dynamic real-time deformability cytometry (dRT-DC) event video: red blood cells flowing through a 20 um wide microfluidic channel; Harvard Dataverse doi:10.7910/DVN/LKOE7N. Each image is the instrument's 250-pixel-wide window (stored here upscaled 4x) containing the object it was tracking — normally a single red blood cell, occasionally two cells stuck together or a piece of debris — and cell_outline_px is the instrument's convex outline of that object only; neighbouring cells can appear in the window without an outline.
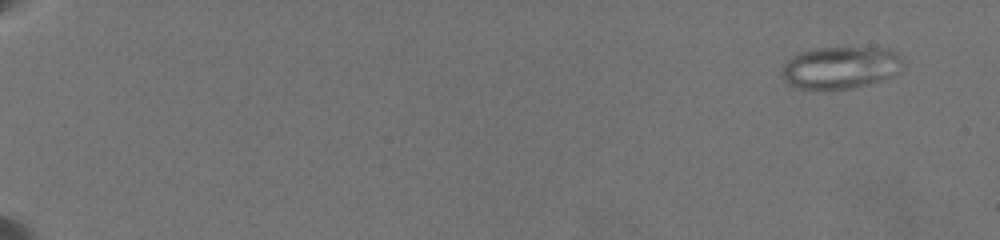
{"species": "common noctule bat (a hibernating species)", "species_latin": "Nyctalus noctula", "temperature_condition": "warm", "stored_images_in_passage": 68, "camera_frame_rate_fps": 3000, "um_per_image_px": 0.085, "animal": {"sex": "female", "body_mass_g": 19.5, "forearm_length_mm": 54.1}, "frame": {"image": 1, "passage_image": 4, "time_ms": 1.0, "image_size_px": [1000, 240], "cell_outline_px": [[904, 64], [900, 72], [892, 76], [868, 84], [848, 88], [804, 88], [792, 84], [784, 80], [780, 72], [784, 64], [792, 56], [800, 52], [816, 48], [888, 48], [904, 56]], "centroid_in_image_um": [71.51, 5.71], "position_along_channel_um": 13.5, "area_um2": 29.59}}
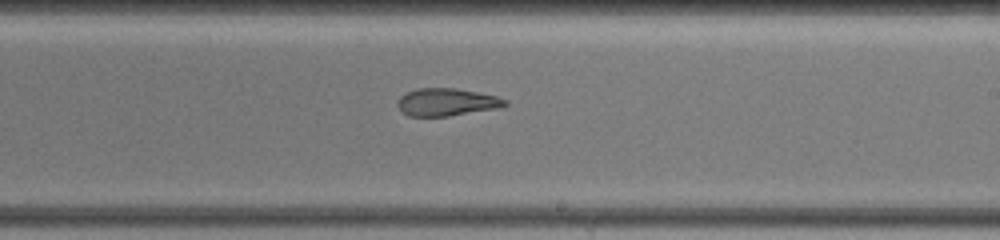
{"frame": {"image": 2, "passage_image": 49, "time_ms": 13.333, "image_size_px": [1000, 240], "cell_outline_px": [[508, 104], [496, 108], [448, 116], [408, 116], [396, 104], [400, 96], [416, 88], [456, 88], [496, 96], [508, 100]], "centroid_in_image_um": [37.95, 8.67], "position_along_channel_um": 251.0, "area_um2": 17.05}}
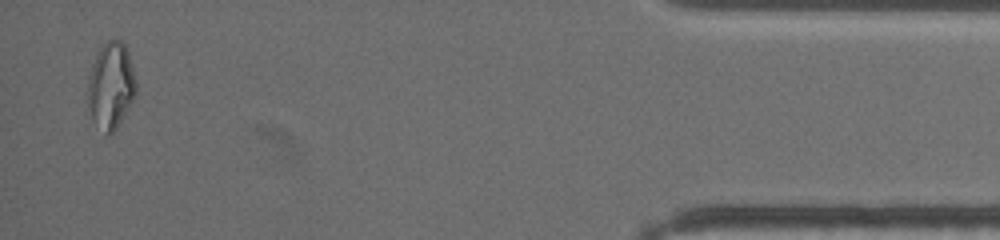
{"frame": {"image": 3, "passage_image": 68, "time_ms": 20.0, "image_size_px": [1000, 240], "cell_outline_px": [[136, 92], [132, 100], [116, 128], [108, 136], [92, 120], [88, 104], [88, 76], [96, 52], [108, 40], [120, 40], [124, 44], [128, 52], [136, 80]], "centroid_in_image_um": [9.41, 7.26], "position_along_channel_um": 425.8, "area_um2": 24.04}, "authors_computed_cell_mechanics": {"area_um2": 21.8484, "velocity_mm_per_s": 3.5697, "shape_relaxation_time_tau1_ms": null, "shape_relaxation_time_tau2_ms": 2.4623, "deformation_change_tau1": null, "deformation_change_tau2": 0.1078}}